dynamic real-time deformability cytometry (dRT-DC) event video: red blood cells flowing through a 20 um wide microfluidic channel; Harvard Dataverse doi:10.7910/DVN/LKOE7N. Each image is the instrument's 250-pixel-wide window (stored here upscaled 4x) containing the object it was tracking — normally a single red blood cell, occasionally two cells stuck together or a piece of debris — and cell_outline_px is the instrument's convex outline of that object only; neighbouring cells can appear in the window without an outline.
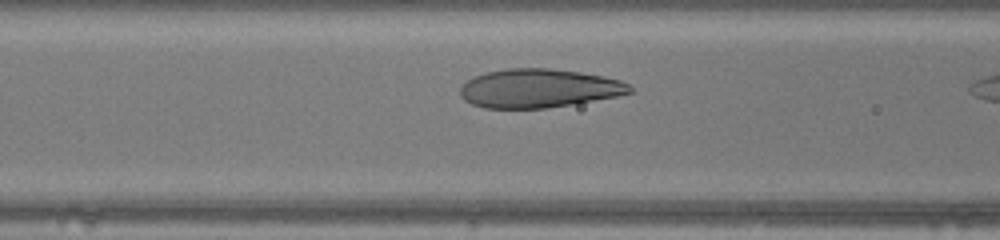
{"species": "human", "species_latin": "Homo sapiens", "temperature_condition": "warm", "stored_images_in_passage": 24, "camera_frame_rate_fps": 3000, "um_per_image_px": 0.085, "donor": {"sex": "female"}, "frame": {"image": 1, "passage_image": 5, "time_ms": 1.333, "image_size_px": [1000, 240], "cell_outline_px": [[632, 92], [616, 96], [544, 108], [484, 108], [472, 104], [464, 100], [460, 96], [460, 84], [472, 76], [484, 72], [508, 68], [548, 68], [580, 72], [604, 76], [620, 80], [628, 84], [632, 88]], "centroid_in_image_um": [45.72, 7.49], "position_along_channel_um": 120.9, "area_um2": 38.26}}
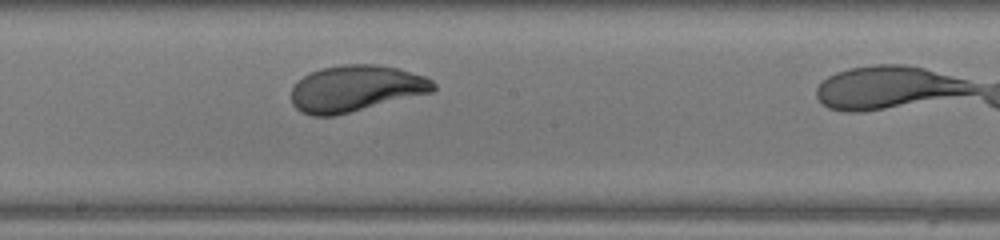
{"frame": {"image": 2, "passage_image": 12, "time_ms": 3.667, "image_size_px": [1000, 240], "cell_outline_px": [[436, 88], [432, 92], [336, 116], [312, 116], [300, 112], [292, 104], [292, 88], [304, 76], [320, 68], [340, 64], [380, 64], [396, 68], [424, 76], [432, 80], [436, 84]], "centroid_in_image_um": [30.24, 7.53], "position_along_channel_um": 218.0, "area_um2": 38.44}}
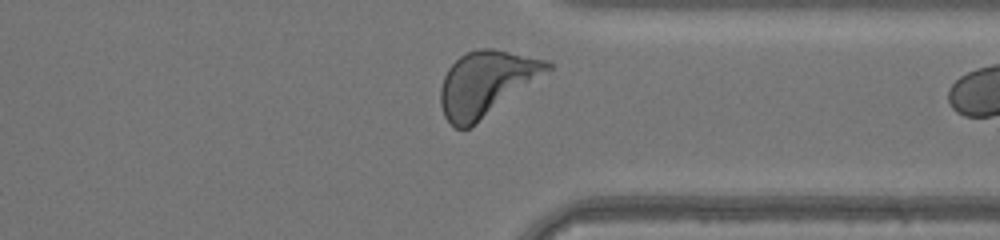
{"frame": {"image": 3, "passage_image": 23, "time_ms": 7.333, "image_size_px": [1000, 240], "cell_outline_px": [[552, 68], [476, 124], [468, 128], [456, 128], [444, 116], [440, 104], [440, 88], [444, 76], [448, 68], [460, 56], [476, 48], [492, 48], [544, 60], [552, 64]], "centroid_in_image_um": [41.27, 7.09], "position_along_channel_um": 370.1, "area_um2": 39.59}}